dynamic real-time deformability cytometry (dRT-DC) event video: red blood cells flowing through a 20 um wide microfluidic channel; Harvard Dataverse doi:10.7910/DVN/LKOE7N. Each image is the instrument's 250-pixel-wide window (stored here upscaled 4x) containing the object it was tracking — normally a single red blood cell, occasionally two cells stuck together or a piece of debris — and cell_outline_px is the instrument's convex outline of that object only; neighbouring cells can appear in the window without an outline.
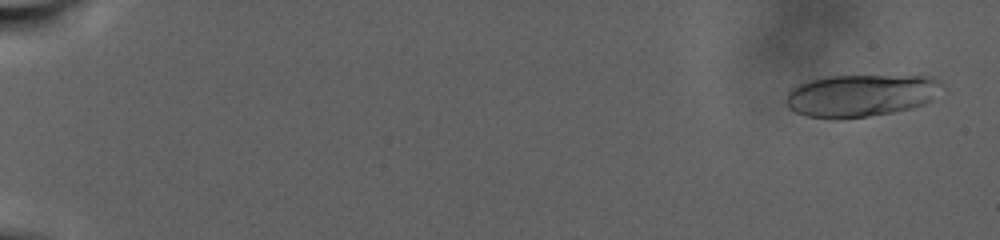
{"species": "human", "species_latin": "Homo sapiens", "temperature_condition": "warm", "stored_images_in_passage": 80, "camera_frame_rate_fps": 3000, "um_per_image_px": 0.085, "donor": {"sex": "male"}, "frame": {"image": 1, "passage_image": 4, "time_ms": 1.0, "image_size_px": [1000, 240], "cell_outline_px": [[944, 88], [932, 100], [924, 104], [912, 108], [892, 112], [868, 116], [840, 120], [836, 120], [808, 116], [796, 112], [788, 108], [784, 100], [788, 92], [796, 84], [808, 80], [824, 76], [932, 76], [940, 80]], "centroid_in_image_um": [73.16, 8.11], "position_along_channel_um": 11.8, "area_um2": 39.13}}
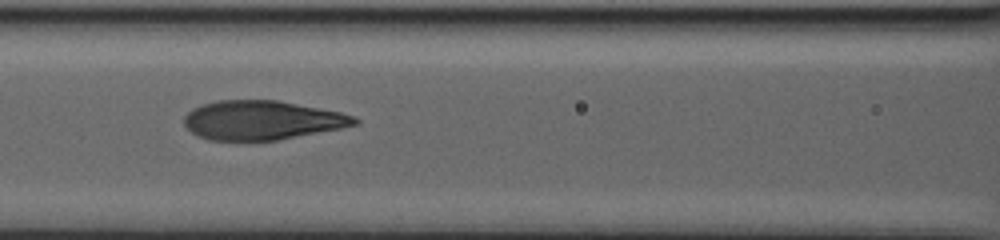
{"frame": {"image": 2, "passage_image": 41, "time_ms": 15.667, "image_size_px": [1000, 240], "cell_outline_px": [[360, 124], [340, 128], [276, 140], [208, 140], [192, 132], [184, 124], [184, 116], [192, 108], [200, 104], [216, 100], [276, 100], [340, 112], [356, 116], [360, 120]], "centroid_in_image_um": [22.26, 10.21], "position_along_channel_um": 144.3, "area_um2": 38.73}}
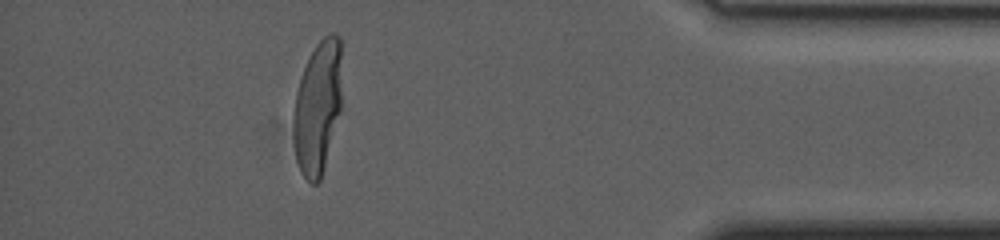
{"frame": {"image": 3, "passage_image": 69, "time_ms": 29.0, "image_size_px": [1000, 240], "cell_outline_px": [[340, 112], [324, 168], [320, 180], [316, 184], [312, 184], [300, 172], [296, 160], [292, 128], [292, 120], [296, 92], [304, 68], [316, 44], [328, 32], [332, 32], [340, 36]], "centroid_in_image_um": [26.98, 9.14], "position_along_channel_um": 408.2, "area_um2": 37.45}}